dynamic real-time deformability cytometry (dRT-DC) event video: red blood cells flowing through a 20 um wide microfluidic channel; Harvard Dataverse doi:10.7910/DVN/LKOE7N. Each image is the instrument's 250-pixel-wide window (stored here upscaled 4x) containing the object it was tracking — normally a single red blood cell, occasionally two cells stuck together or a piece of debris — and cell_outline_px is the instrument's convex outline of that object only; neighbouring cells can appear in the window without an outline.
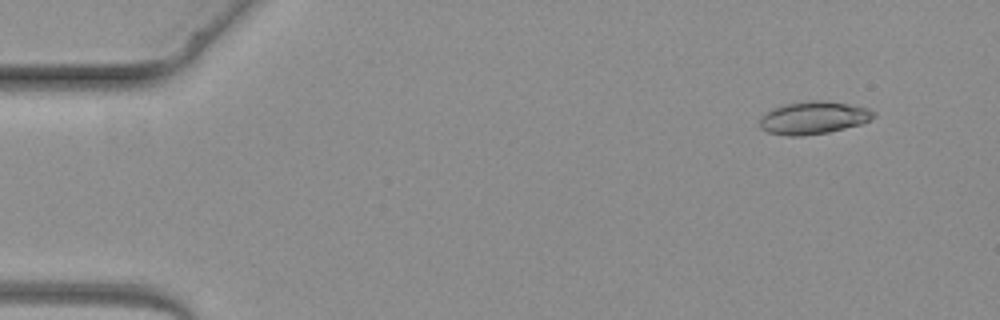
{"species": "common noctule bat (a hibernating species)", "species_latin": "Nyctalus noctula", "temperature_condition": "warm", "stored_images_in_passage": 4, "camera_frame_rate_fps": 3000, "um_per_image_px": 0.085, "animal": {"sex": "female", "body_mass_g": 19.3, "forearm_length_mm": 54.1}, "frame": {"image": 1, "passage_image": 1, "time_ms": 0.0, "image_size_px": [1000, 320], "cell_outline_px": [[876, 116], [864, 124], [828, 132], [800, 136], [788, 136], [768, 132], [760, 128], [760, 116], [764, 112], [772, 108], [784, 104], [808, 100], [824, 100], [848, 104], [868, 108], [876, 112]], "centroid_in_image_um": [69.15, 10.0], "position_along_channel_um": 15.9, "area_um2": 22.02}}